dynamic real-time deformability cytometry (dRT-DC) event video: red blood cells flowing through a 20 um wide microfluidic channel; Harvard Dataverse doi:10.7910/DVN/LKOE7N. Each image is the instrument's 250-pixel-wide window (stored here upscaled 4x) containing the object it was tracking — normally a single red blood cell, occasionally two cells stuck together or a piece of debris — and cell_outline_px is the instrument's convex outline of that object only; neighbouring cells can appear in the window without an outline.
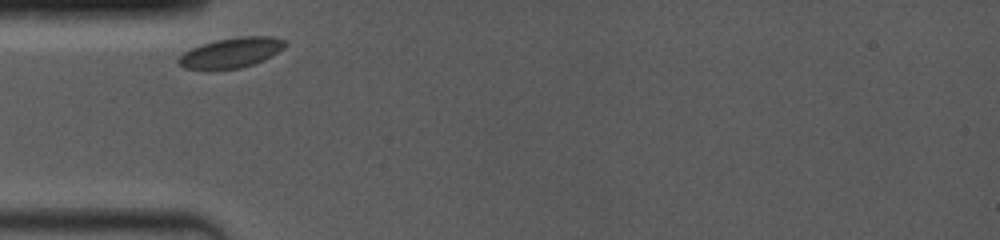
{"species": "common noctule bat (a hibernating species)", "species_latin": "Nyctalus noctula", "temperature_condition": "room temperature", "stored_images_in_passage": 2, "camera_frame_rate_fps": 4000, "um_per_image_px": 0.085, "animal": {"sex": "female", "body_mass_g": 19.0, "forearm_length_mm": 53.3}, "frame": {"image": 1, "passage_image": 1, "time_ms": 0.0, "image_size_px": [1000, 240], "cell_outline_px": [[288, 44], [284, 48], [272, 56], [264, 60], [240, 68], [212, 72], [204, 72], [184, 68], [176, 60], [184, 52], [200, 44], [216, 40], [240, 36], [272, 36], [284, 40]], "centroid_in_image_um": [19.61, 4.52], "position_along_channel_um": 65.4, "area_um2": 19.36}}